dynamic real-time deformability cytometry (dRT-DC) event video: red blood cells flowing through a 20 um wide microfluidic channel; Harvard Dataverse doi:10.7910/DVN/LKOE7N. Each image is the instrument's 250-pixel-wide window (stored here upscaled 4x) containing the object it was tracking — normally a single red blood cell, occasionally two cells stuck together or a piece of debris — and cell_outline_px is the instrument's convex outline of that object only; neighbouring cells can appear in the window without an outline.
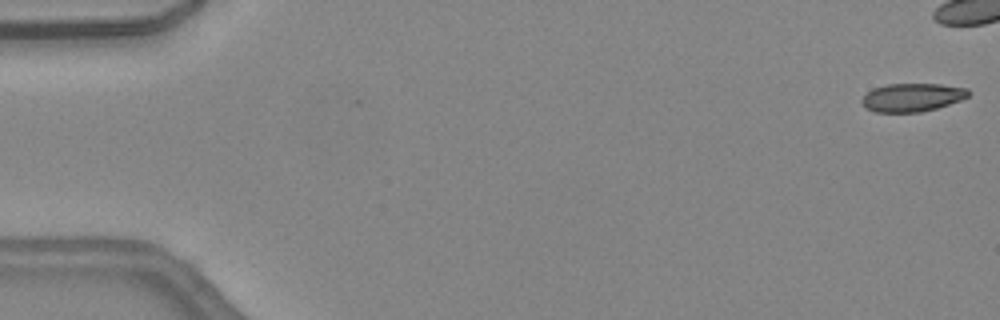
{"species": "common noctule bat (a hibernating species)", "species_latin": "Nyctalus noctula", "temperature_condition": "warm", "stored_images_in_passage": 37, "camera_frame_rate_fps": 3000, "um_per_image_px": 0.085, "animal": {"sex": "female", "body_mass_g": 24.6, "forearm_length_mm": 56.2}, "frame": {"image": 1, "passage_image": 1, "time_ms": 0.0, "image_size_px": [1000, 320], "cell_outline_px": [[968, 96], [960, 100], [936, 108], [920, 112], [876, 112], [864, 108], [860, 100], [872, 88], [888, 84], [940, 84], [968, 88]], "centroid_in_image_um": [77.49, 8.28], "position_along_channel_um": 7.5, "area_um2": 17.51}}
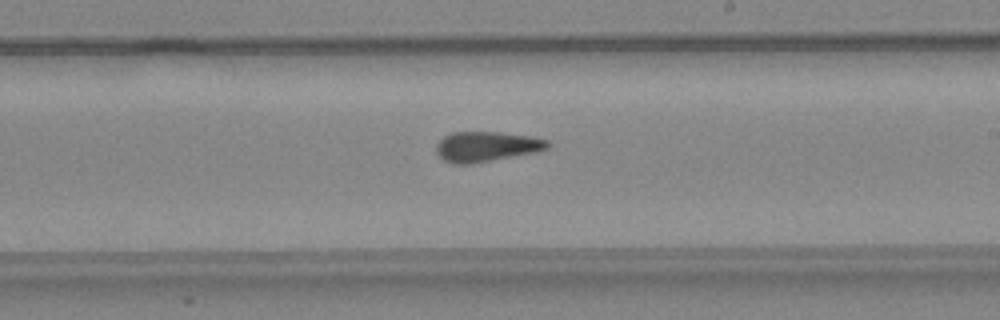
{"frame": {"image": 2, "passage_image": 27, "time_ms": 8.667, "image_size_px": [1000, 320], "cell_outline_px": [[552, 144], [548, 148], [536, 152], [472, 164], [452, 164], [444, 160], [436, 152], [436, 144], [444, 136], [452, 132], [500, 132], [532, 136], [548, 140]], "centroid_in_image_um": [41.36, 12.46], "position_along_channel_um": 247.6, "area_um2": 19.71}}